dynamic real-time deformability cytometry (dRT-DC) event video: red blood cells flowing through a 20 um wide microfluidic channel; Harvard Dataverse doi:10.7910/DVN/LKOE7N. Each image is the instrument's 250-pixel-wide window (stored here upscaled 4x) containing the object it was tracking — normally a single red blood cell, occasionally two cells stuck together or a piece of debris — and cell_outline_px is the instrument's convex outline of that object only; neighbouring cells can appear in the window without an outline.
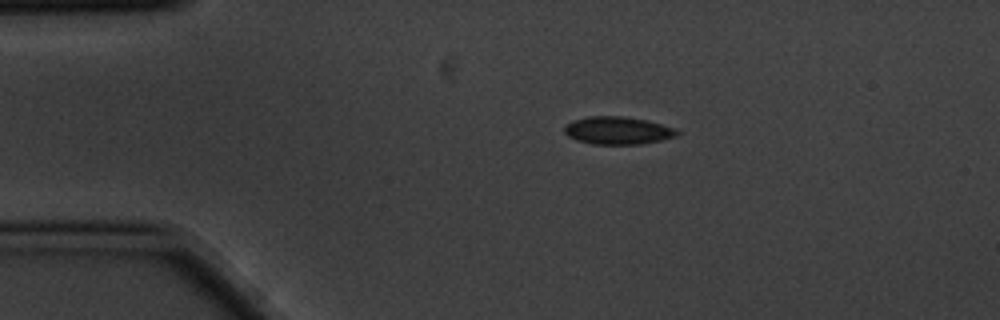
{"species": "common noctule bat (a hibernating species)", "species_latin": "Nyctalus noctula", "temperature_condition": "cold", "stored_images_in_passage": 2, "camera_frame_rate_fps": 3000, "um_per_image_px": 0.085, "animal": {"sex": "male", "body_mass_g": 20.1, "forearm_length_mm": 53.5}, "frame": {"image": 1, "passage_image": 1, "time_ms": 0.0, "image_size_px": [1000, 320], "cell_outline_px": [[680, 132], [676, 136], [660, 140], [640, 144], [592, 144], [576, 140], [568, 136], [564, 132], [564, 128], [572, 120], [588, 116], [620, 116], [648, 120], [672, 128]], "centroid_in_image_um": [52.47, 11.09], "position_along_channel_um": 32.5, "area_um2": 18.03}}